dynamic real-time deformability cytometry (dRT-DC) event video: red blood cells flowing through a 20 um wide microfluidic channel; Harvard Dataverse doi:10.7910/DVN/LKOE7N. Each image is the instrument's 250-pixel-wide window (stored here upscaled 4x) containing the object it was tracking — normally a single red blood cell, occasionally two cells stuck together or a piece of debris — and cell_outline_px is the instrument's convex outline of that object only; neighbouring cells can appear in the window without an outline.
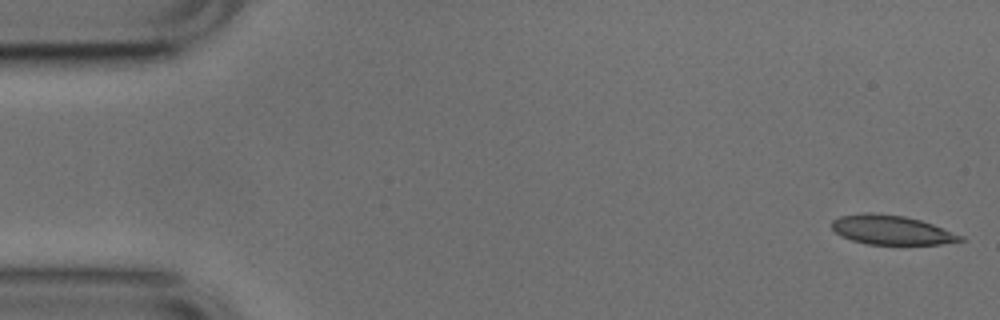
{"species": "common noctule bat (a hibernating species)", "species_latin": "Nyctalus noctula", "temperature_condition": "cold", "stored_images_in_passage": 53, "camera_frame_rate_fps": 3000, "um_per_image_px": 0.085, "animal": {"sex": "male", "body_mass_g": 17.9, "forearm_length_mm": 54.2}, "frame": {"image": 1, "passage_image": 1, "time_ms": 0.0, "image_size_px": [1000, 320], "cell_outline_px": [[968, 240], [940, 244], [868, 244], [852, 240], [840, 236], [832, 228], [832, 220], [840, 216], [864, 212], [872, 212], [904, 216], [920, 220], [932, 224], [964, 236]], "centroid_in_image_um": [75.78, 19.54], "position_along_channel_um": 9.2, "area_um2": 21.96}}
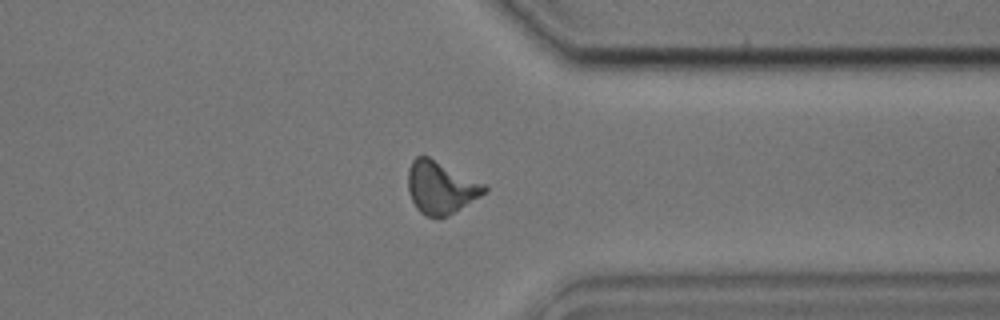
{"frame": {"image": 2, "passage_image": 40, "time_ms": 13.0, "image_size_px": [1000, 320], "cell_outline_px": [[488, 188], [480, 196], [448, 216], [424, 216], [416, 208], [408, 192], [408, 168], [412, 160], [416, 156], [428, 156], [488, 184]], "centroid_in_image_um": [37.47, 15.91], "position_along_channel_um": 373.9, "area_um2": 23.47}}
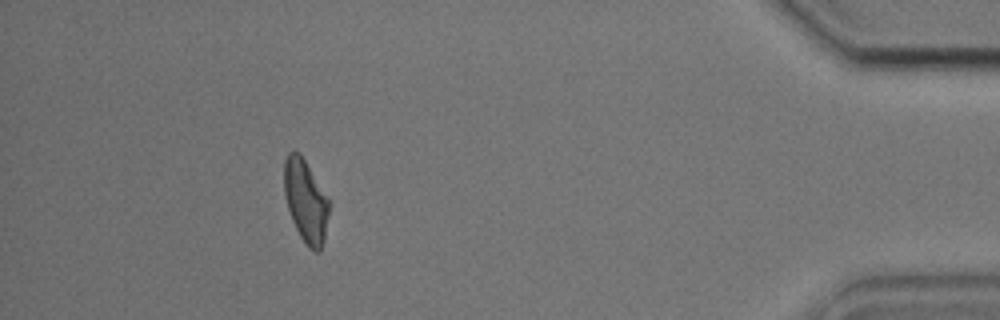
{"frame": {"image": 3, "passage_image": 47, "time_ms": 15.333, "image_size_px": [1000, 320], "cell_outline_px": [[328, 216], [324, 240], [320, 252], [316, 252], [308, 248], [304, 244], [292, 220], [288, 208], [284, 192], [284, 160], [288, 152], [300, 152], [328, 200]], "centroid_in_image_um": [25.96, 17.12], "position_along_channel_um": 409.2, "area_um2": 21.33}}